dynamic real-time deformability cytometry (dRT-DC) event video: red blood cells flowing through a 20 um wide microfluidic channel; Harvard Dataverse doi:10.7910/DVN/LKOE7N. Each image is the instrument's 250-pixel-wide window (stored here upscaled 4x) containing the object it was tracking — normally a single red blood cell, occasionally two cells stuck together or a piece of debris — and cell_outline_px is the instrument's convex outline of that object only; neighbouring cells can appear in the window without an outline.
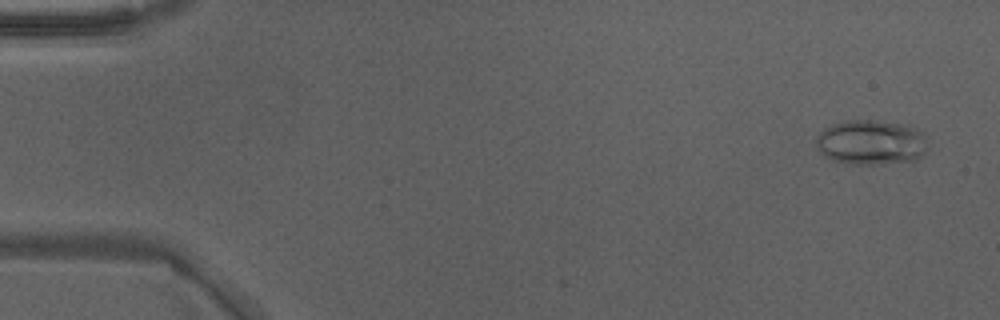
{"species": "Egyptian fruit bat (a non-hibernating species)", "species_latin": "Rousettus aegyptiacus", "temperature_condition": "warm", "stored_images_in_passage": 8, "camera_frame_rate_fps": 3000, "um_per_image_px": 0.085, "animal": {"sex": "male"}, "frame": {"image": 1, "passage_image": 3, "time_ms": 0.667, "image_size_px": [1000, 320], "cell_outline_px": [[928, 148], [916, 160], [872, 164], [848, 164], [832, 160], [824, 156], [816, 148], [816, 136], [824, 128], [832, 124], [844, 120], [872, 120], [904, 124], [916, 128], [924, 136]], "centroid_in_image_um": [73.99, 12.09], "position_along_channel_um": 11.0, "area_um2": 29.3}}